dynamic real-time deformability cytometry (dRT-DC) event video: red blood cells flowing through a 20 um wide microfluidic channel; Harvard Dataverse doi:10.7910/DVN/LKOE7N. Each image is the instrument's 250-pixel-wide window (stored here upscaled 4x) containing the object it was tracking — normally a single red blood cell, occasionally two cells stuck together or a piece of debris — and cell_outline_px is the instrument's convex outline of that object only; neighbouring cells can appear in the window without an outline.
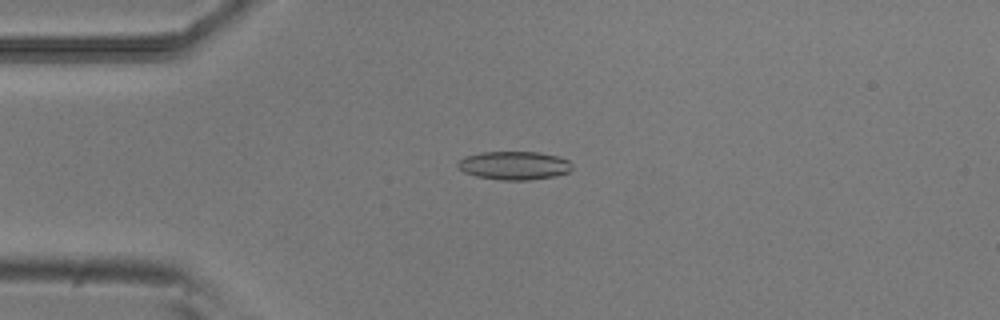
{"species": "common noctule bat (a hibernating species)", "species_latin": "Nyctalus noctula", "temperature_condition": "room temperature", "stored_images_in_passage": 53, "camera_frame_rate_fps": 3000, "um_per_image_px": 0.085, "animal": {"sex": "male", "body_mass_g": 20.5, "forearm_length_mm": 52.5}, "frame": {"image": 1, "passage_image": 13, "time_ms": 4.0, "image_size_px": [1000, 320], "cell_outline_px": [[572, 168], [568, 172], [556, 176], [528, 180], [500, 180], [476, 176], [464, 172], [456, 164], [464, 156], [480, 152], [540, 152], [560, 156], [568, 160], [572, 164]], "centroid_in_image_um": [43.72, 14.06], "position_along_channel_um": 41.3, "area_um2": 19.07}}
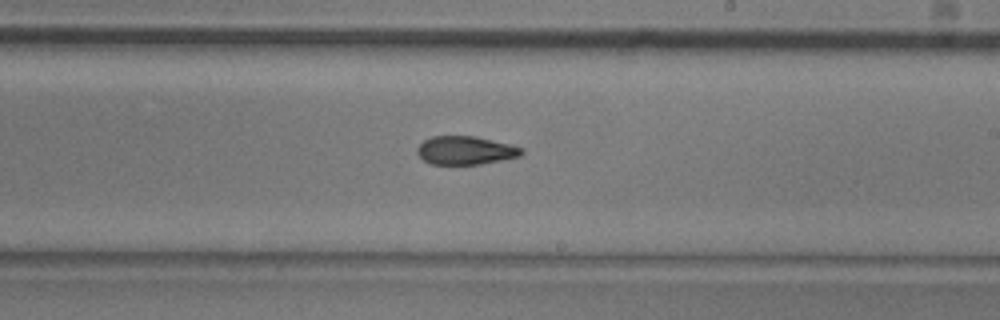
{"frame": {"image": 2, "passage_image": 31, "time_ms": 10.0, "image_size_px": [1000, 320], "cell_outline_px": [[524, 152], [520, 156], [480, 164], [432, 164], [424, 160], [416, 152], [416, 148], [424, 140], [432, 136], [476, 136], [512, 144], [524, 148]], "centroid_in_image_um": [39.59, 12.77], "position_along_channel_um": 249.4, "area_um2": 17.34}}
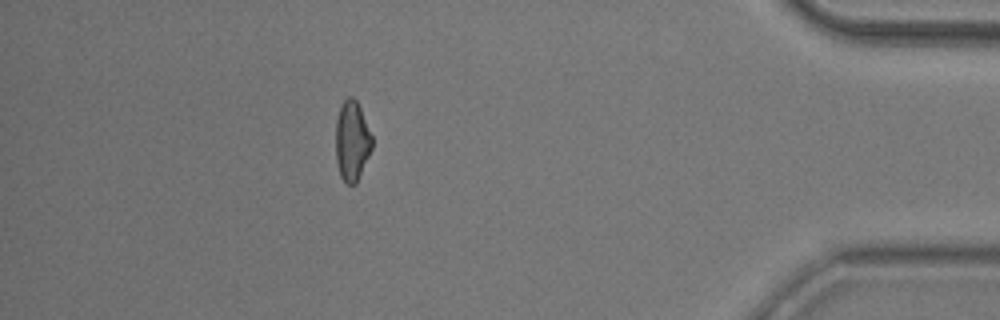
{"frame": {"image": 3, "passage_image": 47, "time_ms": 15.333, "image_size_px": [1000, 320], "cell_outline_px": [[372, 148], [356, 184], [344, 184], [340, 176], [336, 160], [336, 120], [340, 108], [344, 100], [348, 96], [352, 96], [356, 100], [360, 108], [372, 136]], "centroid_in_image_um": [29.91, 12.0], "position_along_channel_um": 405.3, "area_um2": 16.88}, "authors_computed_cell_mechanics": {"area_um2": 17.9758, "velocity_mm_per_s": 3.8231, "shape_relaxation_time_tau1_ms": 5.1191, "shape_relaxation_time_tau2_ms": 3.408, "deformation_change_tau1": 0.1492, "deformation_change_tau2": 0.105}}